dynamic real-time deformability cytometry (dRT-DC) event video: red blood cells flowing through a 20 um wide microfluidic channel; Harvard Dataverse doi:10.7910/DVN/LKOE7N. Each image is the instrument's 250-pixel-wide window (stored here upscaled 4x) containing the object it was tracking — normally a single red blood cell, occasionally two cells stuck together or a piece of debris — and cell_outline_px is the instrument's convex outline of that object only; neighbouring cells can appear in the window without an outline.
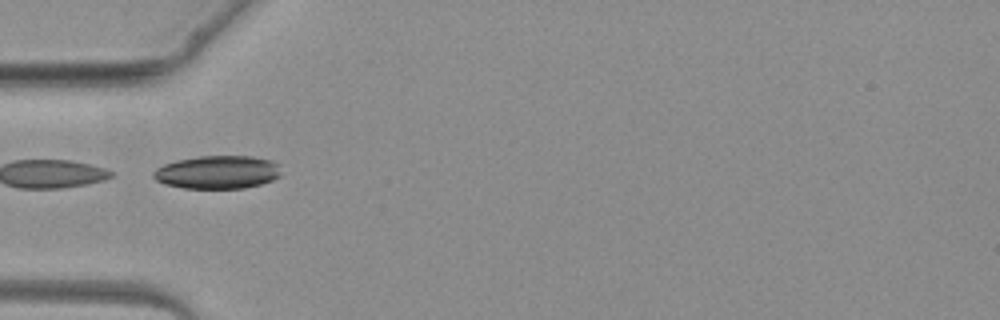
{"species": "common noctule bat (a hibernating species)", "species_latin": "Nyctalus noctula", "temperature_condition": "warm", "stored_images_in_passage": 4, "camera_frame_rate_fps": 3000, "um_per_image_px": 0.085, "animal": {"sex": "female", "body_mass_g": 19.3, "forearm_length_mm": 54.1}, "frame": {"image": 1, "passage_image": 4, "time_ms": 3.667, "image_size_px": [1000, 320], "cell_outline_px": [[280, 176], [272, 180], [260, 184], [244, 188], [184, 188], [164, 184], [156, 180], [152, 176], [152, 172], [156, 168], [164, 164], [176, 160], [200, 156], [252, 156], [272, 160], [280, 164]], "centroid_in_image_um": [18.49, 14.63], "position_along_channel_um": 66.5, "area_um2": 24.85}}